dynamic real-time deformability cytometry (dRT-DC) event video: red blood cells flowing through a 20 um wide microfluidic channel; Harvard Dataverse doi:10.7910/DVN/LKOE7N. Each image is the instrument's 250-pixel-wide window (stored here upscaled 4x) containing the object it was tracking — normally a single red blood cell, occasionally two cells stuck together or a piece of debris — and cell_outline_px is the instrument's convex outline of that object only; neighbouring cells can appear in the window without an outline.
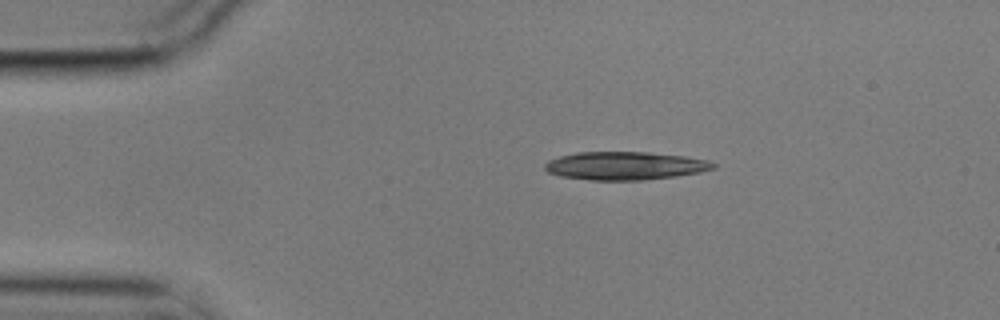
{"species": "common noctule bat (a hibernating species)", "species_latin": "Nyctalus noctula", "temperature_condition": "cold", "stored_images_in_passage": 7, "camera_frame_rate_fps": 3000, "um_per_image_px": 0.085, "animal": {"sex": "male", "body_mass_g": 17.9}, "frame": {"image": 1, "passage_image": 1, "time_ms": 0.0, "image_size_px": [1000, 320], "cell_outline_px": [[716, 168], [700, 172], [676, 176], [644, 180], [588, 180], [560, 176], [548, 172], [544, 168], [544, 164], [548, 160], [560, 156], [576, 152], [648, 152], [684, 156], [708, 160], [716, 164]], "centroid_in_image_um": [53.12, 14.09], "position_along_channel_um": 31.9, "area_um2": 27.74}}